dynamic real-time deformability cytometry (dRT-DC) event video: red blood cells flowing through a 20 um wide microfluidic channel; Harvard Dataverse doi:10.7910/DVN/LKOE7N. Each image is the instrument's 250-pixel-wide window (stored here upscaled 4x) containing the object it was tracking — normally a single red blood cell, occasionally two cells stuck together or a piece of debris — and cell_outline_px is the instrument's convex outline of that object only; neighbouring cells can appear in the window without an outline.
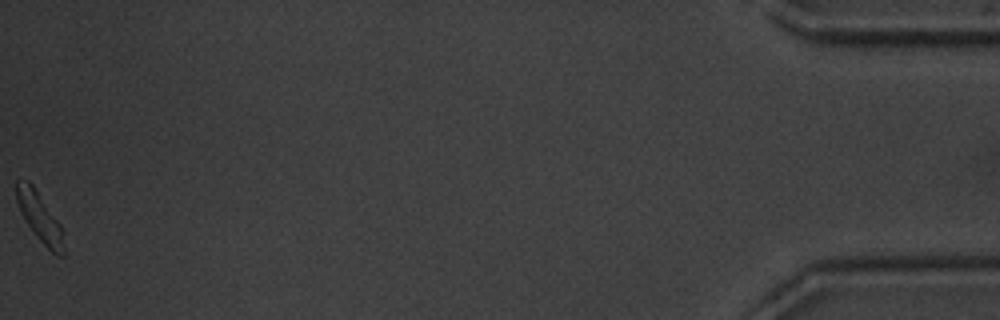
{"species": "common noctule bat (a hibernating species)", "species_latin": "Nyctalus noctula", "temperature_condition": "warm", "stored_images_in_passage": 53, "camera_frame_rate_fps": 3000, "um_per_image_px": 0.085, "animal": {"sex": "male", "body_mass_g": 20.1, "forearm_length_mm": 53.5}, "frame": {"image": 1, "passage_image": 53, "time_ms": 17.333, "image_size_px": [1000, 320], "cell_outline_px": [[64, 256], [56, 256], [36, 236], [20, 212], [16, 200], [16, 180], [28, 180], [32, 184], [60, 224], [64, 232]], "centroid_in_image_um": [3.39, 18.48], "position_along_channel_um": 431.8, "area_um2": 13.47}, "authors_computed_cell_mechanics": {"area_um2": 15.317, "velocity_mm_per_s": 3.8943, "shape_relaxation_time_tau1_ms": 4.2642, "shape_relaxation_time_tau2_ms": 7.7439, "deformation_change_tau1": 0.1849, "deformation_change_tau2": 0.1342}}